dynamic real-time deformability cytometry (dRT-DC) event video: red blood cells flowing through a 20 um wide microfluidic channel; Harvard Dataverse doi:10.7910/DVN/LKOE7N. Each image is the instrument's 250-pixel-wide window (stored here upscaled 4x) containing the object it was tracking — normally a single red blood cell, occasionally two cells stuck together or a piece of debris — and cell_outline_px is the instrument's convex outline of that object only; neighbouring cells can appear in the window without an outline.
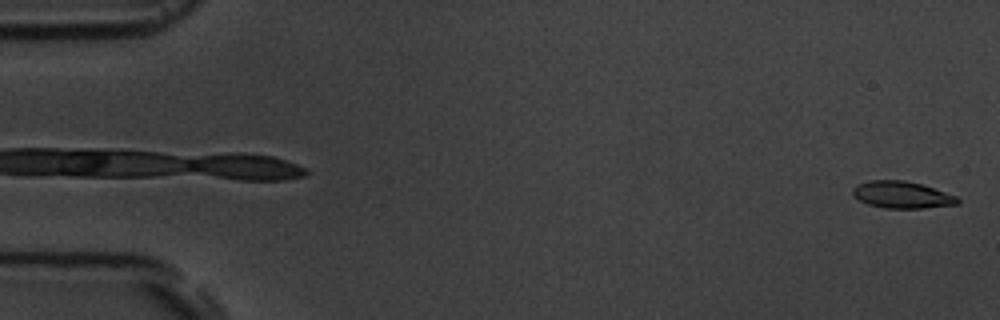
{"species": "common noctule bat (a hibernating species)", "species_latin": "Nyctalus noctula", "temperature_condition": "room temperature", "stored_images_in_passage": 9, "camera_frame_rate_fps": 3000, "um_per_image_px": 0.085, "animal": {"sex": "male", "body_mass_g": 19.5, "forearm_length_mm": 54.6}, "frame": {"image": 1, "passage_image": 1, "time_ms": 0.0, "image_size_px": [1000, 320], "cell_outline_px": [[960, 204], [924, 208], [884, 208], [868, 204], [852, 196], [852, 188], [856, 184], [868, 180], [904, 180], [920, 184], [956, 196], [960, 200]], "centroid_in_image_um": [76.62, 16.56], "position_along_channel_um": 8.4, "area_um2": 16.47}}
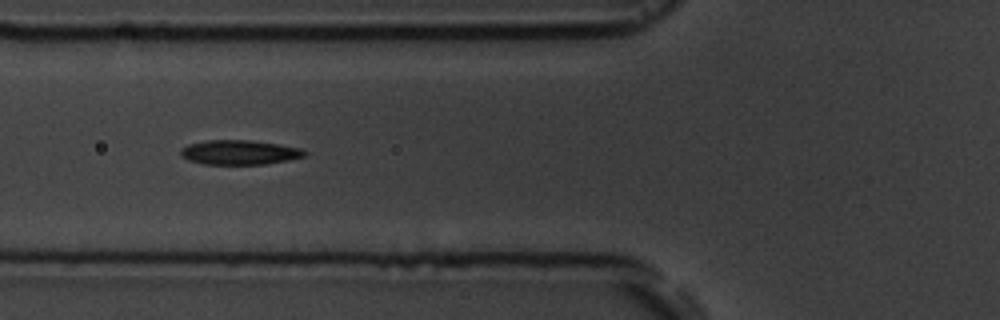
{"frame": {"image": 2, "passage_image": 7, "time_ms": 6.667, "image_size_px": [1000, 320], "cell_outline_px": [[308, 152], [304, 156], [288, 160], [264, 164], [204, 164], [188, 160], [180, 156], [180, 148], [188, 144], [208, 140], [248, 140], [304, 148]], "centroid_in_image_um": [20.34, 12.95], "position_along_channel_um": 105.5, "area_um2": 17.74}}
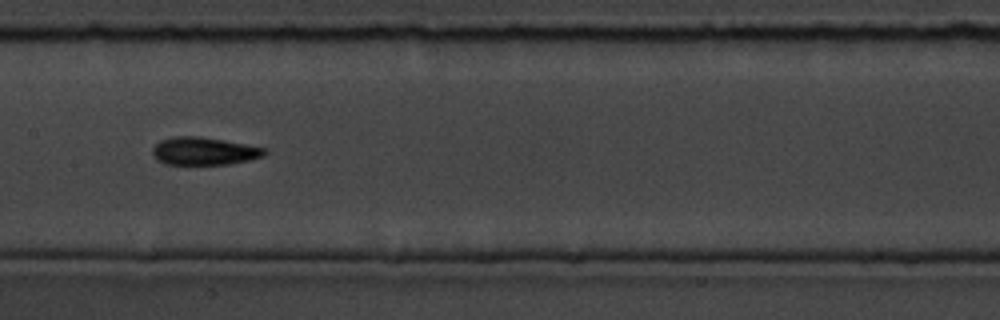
{"frame": {"image": 3, "passage_image": 9, "time_ms": 9.0, "image_size_px": [1000, 320], "cell_outline_px": [[268, 152], [264, 156], [248, 160], [228, 164], [164, 164], [156, 160], [152, 152], [152, 148], [160, 140], [176, 136], [196, 136], [224, 140], [268, 148]], "centroid_in_image_um": [17.36, 12.84], "position_along_channel_um": 190.0, "area_um2": 18.21}}